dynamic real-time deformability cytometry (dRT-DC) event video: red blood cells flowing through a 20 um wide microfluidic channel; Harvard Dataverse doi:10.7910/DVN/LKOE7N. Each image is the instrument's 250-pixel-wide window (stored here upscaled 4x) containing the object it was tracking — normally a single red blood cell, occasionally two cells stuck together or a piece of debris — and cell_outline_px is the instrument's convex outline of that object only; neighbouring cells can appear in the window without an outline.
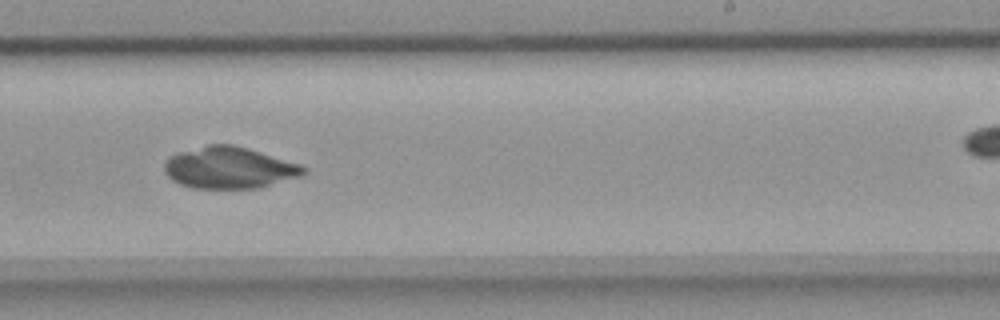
{"species": "common noctule bat (a hibernating species)", "species_latin": "Nyctalus noctula", "temperature_condition": "room temperature", "stored_images_in_passage": 48, "camera_frame_rate_fps": 3000, "um_per_image_px": 0.085, "animal": {"sex": "female", "body_mass_g": 18.4}, "frame": {"image": 1, "passage_image": 29, "time_ms": 9.333, "image_size_px": [1000, 320], "cell_outline_px": [[308, 172], [304, 176], [260, 188], [192, 188], [180, 184], [172, 180], [164, 172], [164, 160], [168, 156], [180, 152], [208, 144], [232, 144], [300, 164], [308, 168]], "centroid_in_image_um": [19.5, 14.27], "position_along_channel_um": 269.5, "area_um2": 33.99}}
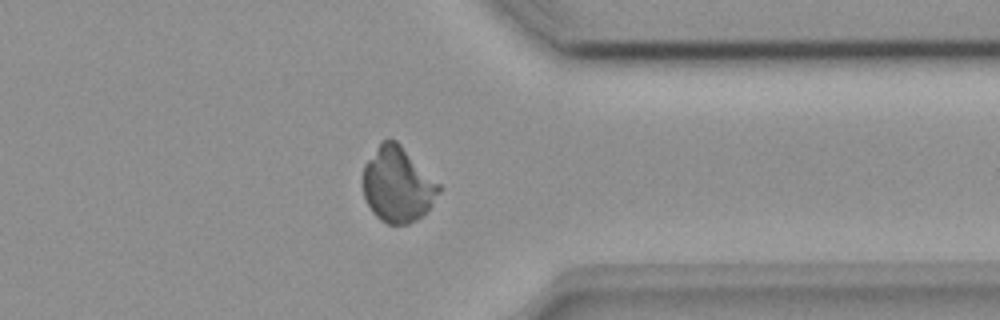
{"frame": {"image": 2, "passage_image": 37, "time_ms": 12.0, "image_size_px": [1000, 320], "cell_outline_px": [[440, 192], [432, 204], [416, 220], [408, 224], [388, 224], [380, 220], [372, 212], [364, 196], [364, 164], [380, 144], [388, 136], [396, 140], [440, 184]], "centroid_in_image_um": [33.8, 15.69], "position_along_channel_um": 377.6, "area_um2": 32.89}}
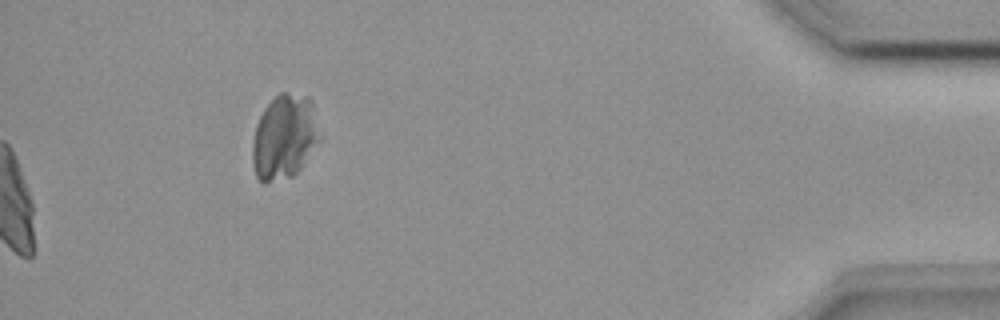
{"frame": {"image": 3, "passage_image": 48, "time_ms": 15.667, "image_size_px": [1000, 320], "cell_outline_px": [[324, 136], [300, 168], [292, 176], [264, 184], [256, 176], [252, 164], [252, 144], [256, 124], [264, 108], [280, 92], [284, 92], [308, 96], [312, 100]], "centroid_in_image_um": [24.21, 11.63], "position_along_channel_um": 411.0, "area_um2": 33.87}}